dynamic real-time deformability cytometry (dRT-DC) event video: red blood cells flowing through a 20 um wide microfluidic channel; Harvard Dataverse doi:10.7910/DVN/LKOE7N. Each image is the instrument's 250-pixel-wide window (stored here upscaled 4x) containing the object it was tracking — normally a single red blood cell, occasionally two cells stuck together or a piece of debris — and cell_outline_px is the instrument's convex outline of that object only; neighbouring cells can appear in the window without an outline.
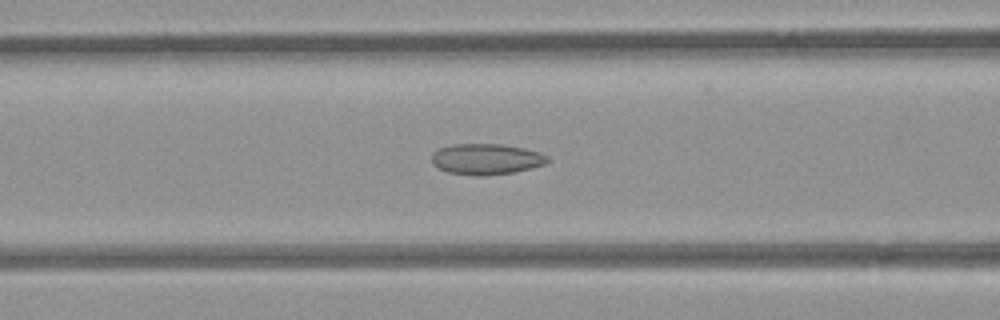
{"species": "common noctule bat (a hibernating species)", "species_latin": "Nyctalus noctula", "temperature_condition": "room temperature", "stored_images_in_passage": 53, "camera_frame_rate_fps": 3000, "um_per_image_px": 0.085, "animal": {"sex": "female", "body_mass_g": 21.9}, "frame": {"image": 1, "passage_image": 21, "time_ms": 6.667, "image_size_px": [1000, 320], "cell_outline_px": [[548, 160], [544, 164], [532, 168], [512, 172], [484, 176], [476, 176], [448, 172], [436, 168], [432, 164], [432, 152], [440, 148], [452, 144], [500, 144], [524, 148], [540, 152], [548, 156]], "centroid_in_image_um": [41.3, 13.52], "position_along_channel_um": 125.3, "area_um2": 20.92}}
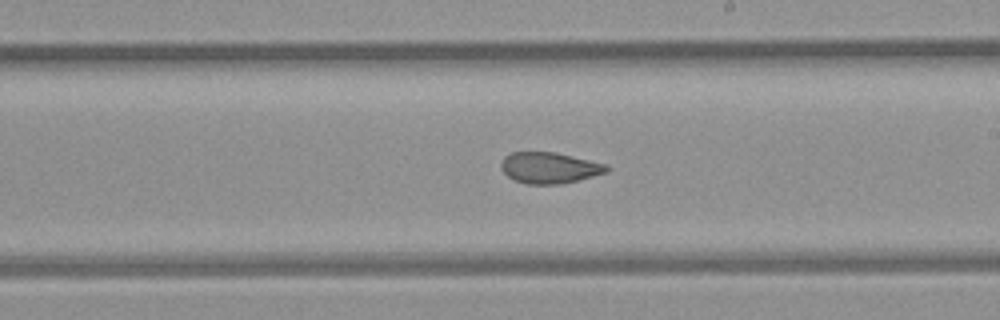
{"frame": {"image": 2, "passage_image": 30, "time_ms": 9.667, "image_size_px": [1000, 320], "cell_outline_px": [[608, 172], [560, 184], [528, 184], [516, 180], [508, 176], [500, 168], [500, 164], [504, 156], [512, 152], [556, 152], [608, 164]], "centroid_in_image_um": [46.7, 14.25], "position_along_channel_um": 242.3, "area_um2": 19.07}}
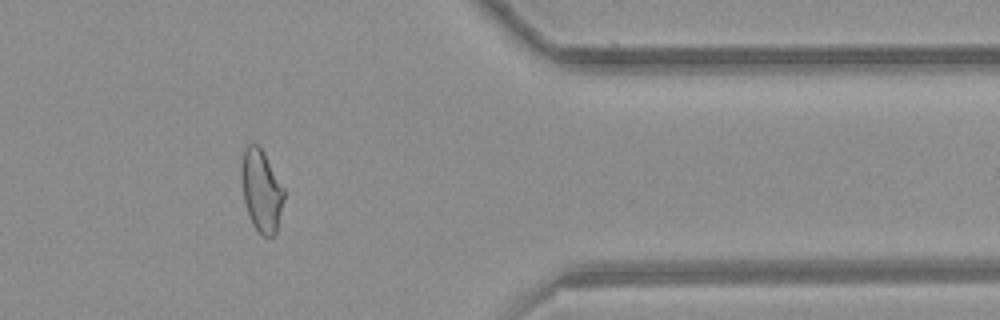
{"frame": {"image": 3, "passage_image": 43, "time_ms": 14.0, "image_size_px": [1000, 320], "cell_outline_px": [[284, 200], [276, 232], [272, 236], [264, 236], [252, 224], [244, 200], [244, 148], [248, 144], [256, 144], [264, 152], [284, 188]], "centroid_in_image_um": [22.28, 16.24], "position_along_channel_um": 389.1, "area_um2": 19.42}, "authors_computed_cell_mechanics": {"area_um2": 21.3282, "velocity_mm_per_s": 3.8947, "shape_relaxation_time_tau1_ms": null, "shape_relaxation_time_tau2_ms": 2.3749, "deformation_change_tau1": null, "deformation_change_tau2": 0.0872}}